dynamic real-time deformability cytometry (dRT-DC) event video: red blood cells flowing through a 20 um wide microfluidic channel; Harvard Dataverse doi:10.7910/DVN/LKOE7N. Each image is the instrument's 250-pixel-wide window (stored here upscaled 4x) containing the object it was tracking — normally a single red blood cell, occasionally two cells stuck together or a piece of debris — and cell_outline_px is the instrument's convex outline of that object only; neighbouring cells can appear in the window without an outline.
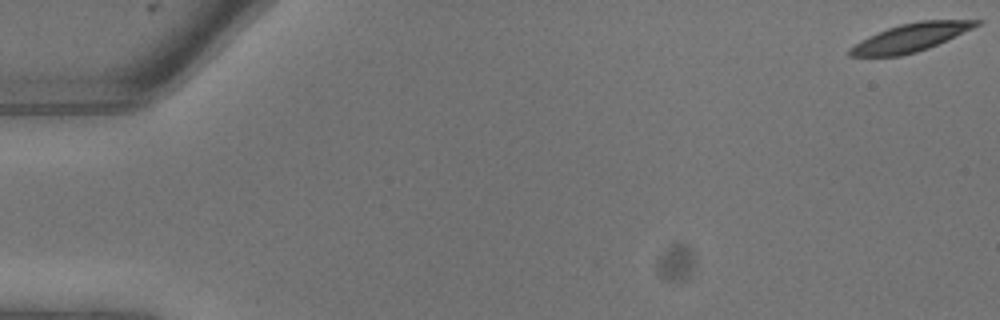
{"species": "common noctule bat (a hibernating species)", "species_latin": "Nyctalus noctula", "temperature_condition": "warm", "stored_images_in_passage": 4, "camera_frame_rate_fps": 3000, "um_per_image_px": 0.085, "animal": {"sex": "male", "body_mass_g": 13.3}, "frame": {"image": 1, "passage_image": 1, "time_ms": 0.0, "image_size_px": [1000, 320], "cell_outline_px": [[984, 20], [980, 24], [972, 28], [928, 48], [916, 52], [900, 56], [848, 56], [848, 48], [860, 40], [868, 36], [888, 28], [900, 24], [920, 20]], "centroid_in_image_um": [77.35, 3.19], "position_along_channel_um": 7.6, "area_um2": 20.52}}